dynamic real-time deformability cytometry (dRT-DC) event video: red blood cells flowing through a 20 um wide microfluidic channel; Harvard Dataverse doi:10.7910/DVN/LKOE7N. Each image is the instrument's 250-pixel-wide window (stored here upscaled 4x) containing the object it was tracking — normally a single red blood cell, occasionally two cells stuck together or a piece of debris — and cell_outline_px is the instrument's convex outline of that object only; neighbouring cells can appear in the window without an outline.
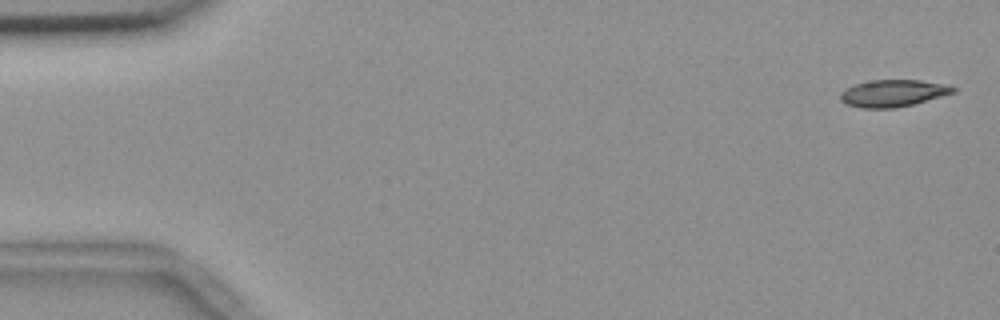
{"species": "common noctule bat (a hibernating species)", "species_latin": "Nyctalus noctula", "temperature_condition": "room temperature", "stored_images_in_passage": 5, "camera_frame_rate_fps": 3000, "um_per_image_px": 0.085, "animal": {"sex": "female", "body_mass_g": 18.4}, "frame": {"image": 1, "passage_image": 1, "time_ms": 0.0, "image_size_px": [1000, 320], "cell_outline_px": [[956, 92], [912, 104], [896, 108], [860, 108], [844, 104], [840, 100], [840, 92], [844, 88], [856, 84], [872, 80], [920, 80], [948, 84], [956, 88]], "centroid_in_image_um": [75.88, 7.92], "position_along_channel_um": 9.1, "area_um2": 17.86}}
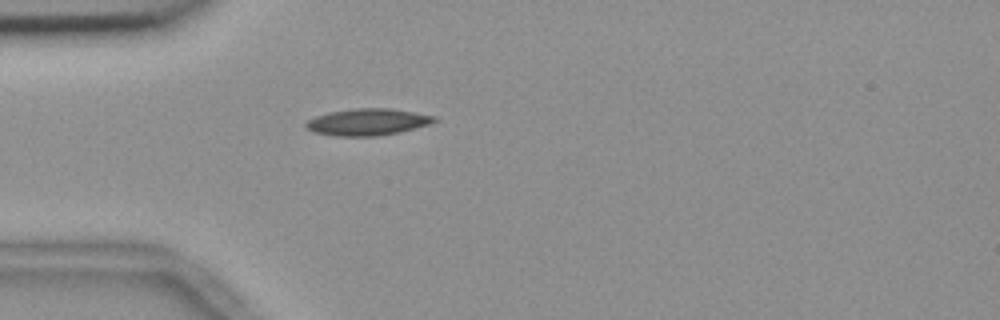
{"frame": {"image": 2, "passage_image": 5, "time_ms": 1.333, "image_size_px": [1000, 320], "cell_outline_px": [[440, 120], [432, 124], [400, 132], [376, 136], [336, 136], [312, 132], [304, 124], [308, 120], [316, 116], [328, 112], [356, 108], [392, 108], [436, 116]], "centroid_in_image_um": [31.3, 10.37], "position_along_channel_um": 53.7, "area_um2": 20.23}}